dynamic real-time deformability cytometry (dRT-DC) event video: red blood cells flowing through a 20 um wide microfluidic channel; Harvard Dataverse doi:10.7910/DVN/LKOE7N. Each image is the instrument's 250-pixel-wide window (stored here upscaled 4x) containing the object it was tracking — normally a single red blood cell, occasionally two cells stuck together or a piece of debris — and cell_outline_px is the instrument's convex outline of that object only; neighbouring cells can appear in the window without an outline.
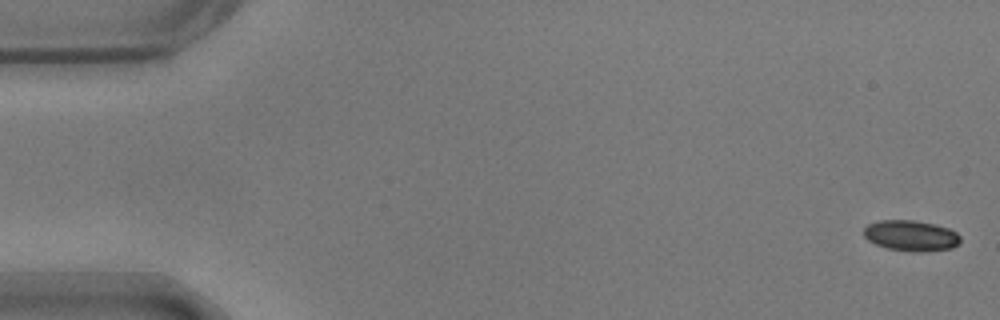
{"species": "common noctule bat (a hibernating species)", "species_latin": "Nyctalus noctula", "temperature_condition": "warm", "stored_images_in_passage": 55, "camera_frame_rate_fps": 3000, "um_per_image_px": 0.085, "animal": {"sex": "male", "body_mass_g": 17.9}, "frame": {"image": 1, "passage_image": 1, "time_ms": 0.0, "image_size_px": [1000, 320], "cell_outline_px": [[960, 244], [952, 248], [920, 252], [916, 252], [888, 248], [876, 244], [868, 240], [864, 236], [864, 228], [868, 224], [880, 220], [912, 220], [936, 224], [948, 228], [956, 232], [960, 236]], "centroid_in_image_um": [77.45, 20.02], "position_along_channel_um": 7.5, "area_um2": 17.28}}
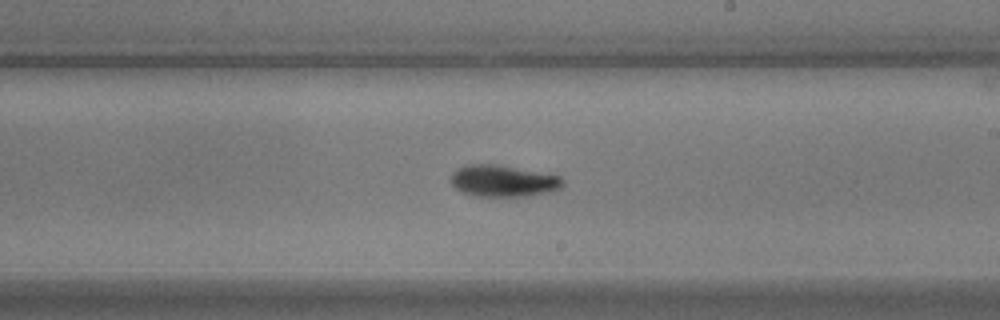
{"frame": {"image": 2, "passage_image": 32, "time_ms": 10.333, "image_size_px": [1000, 320], "cell_outline_px": [[564, 184], [560, 188], [548, 192], [528, 196], [476, 196], [460, 192], [448, 180], [452, 172], [468, 164], [496, 164], [560, 176], [564, 180]], "centroid_in_image_um": [42.73, 15.38], "position_along_channel_um": 246.3, "area_um2": 20.63}}
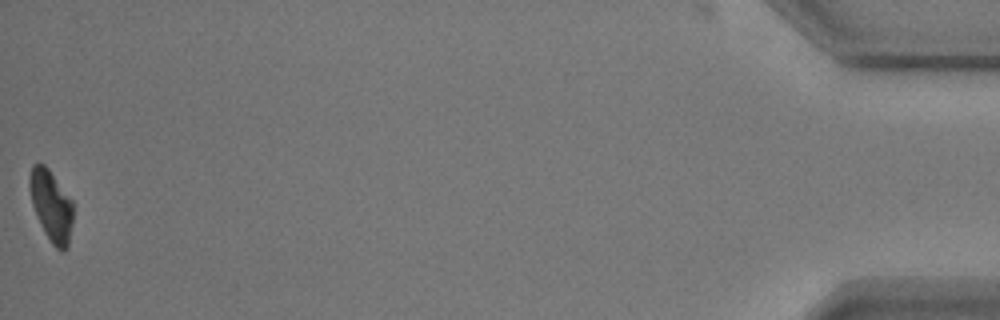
{"frame": {"image": 3, "passage_image": 55, "time_ms": 18.0, "image_size_px": [1000, 320], "cell_outline_px": [[72, 224], [68, 248], [64, 252], [60, 252], [52, 244], [44, 232], [40, 224], [32, 204], [28, 188], [28, 176], [32, 164], [44, 164], [48, 168], [72, 200]], "centroid_in_image_um": [4.34, 17.5], "position_along_channel_um": 430.9, "area_um2": 18.21}, "authors_computed_cell_mechanics": {"area_um2": 19.2474, "velocity_mm_per_s": 3.6665, "shape_relaxation_time_tau1_ms": 2.0477, "shape_relaxation_time_tau2_ms": null, "deformation_change_tau1": 0.1377, "deformation_change_tau2": null}}